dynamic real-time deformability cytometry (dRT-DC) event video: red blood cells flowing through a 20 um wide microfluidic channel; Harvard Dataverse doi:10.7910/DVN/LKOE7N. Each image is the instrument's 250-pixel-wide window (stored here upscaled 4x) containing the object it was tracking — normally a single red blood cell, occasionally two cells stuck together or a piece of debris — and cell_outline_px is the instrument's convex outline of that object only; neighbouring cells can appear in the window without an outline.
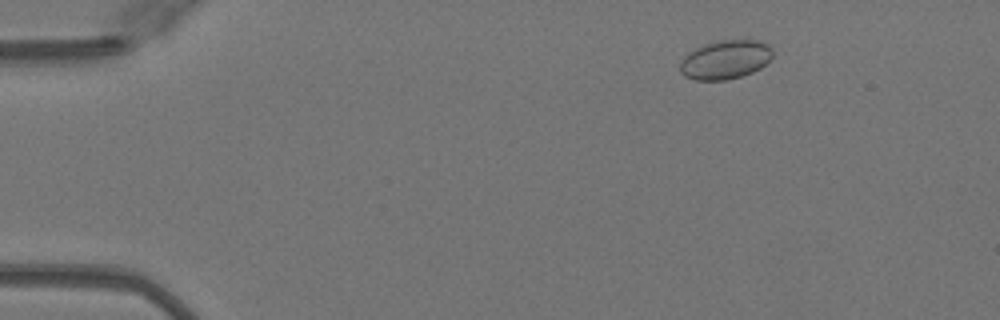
{"species": "Egyptian fruit bat (a non-hibernating species)", "species_latin": "Rousettus aegyptiacus", "temperature_condition": "warm", "stored_images_in_passage": 10, "camera_frame_rate_fps": 3000, "um_per_image_px": 0.085, "animal": {"sex": "female"}, "frame": {"image": 1, "passage_image": 6, "time_ms": 1.667, "image_size_px": [1000, 320], "cell_outline_px": [[772, 56], [760, 68], [752, 72], [740, 76], [724, 80], [696, 80], [684, 76], [680, 72], [680, 64], [684, 56], [688, 52], [704, 44], [720, 40], [756, 40], [768, 44], [772, 48]], "centroid_in_image_um": [61.63, 5.06], "position_along_channel_um": 23.4, "area_um2": 20.87}}